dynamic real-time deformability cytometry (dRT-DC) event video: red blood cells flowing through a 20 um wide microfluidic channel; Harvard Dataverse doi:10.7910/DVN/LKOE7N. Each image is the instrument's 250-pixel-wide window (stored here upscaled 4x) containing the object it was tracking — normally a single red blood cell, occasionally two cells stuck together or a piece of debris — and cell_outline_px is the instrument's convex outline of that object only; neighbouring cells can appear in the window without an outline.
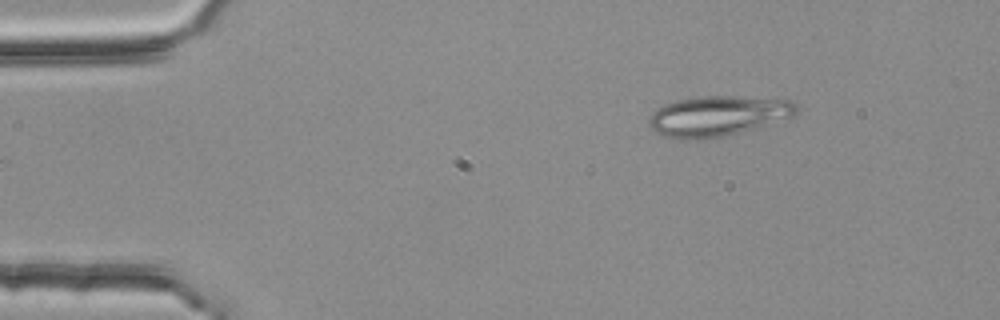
{"species": "common noctule bat (a hibernating species)", "species_latin": "Nyctalus noctula", "temperature_condition": "room temperature", "stored_images_in_passage": 4, "camera_frame_rate_fps": 3000, "um_per_image_px": 0.085, "animal": {"sex": "female", "body_mass_g": 25.1}, "frame": {"image": 1, "passage_image": 4, "time_ms": 1.0, "image_size_px": [1000, 320], "cell_outline_px": [[800, 108], [792, 116], [756, 128], [724, 136], [684, 140], [660, 136], [648, 124], [648, 120], [652, 112], [656, 108], [664, 104], [680, 100], [700, 96], [736, 96], [792, 100]], "centroid_in_image_um": [60.99, 9.85], "position_along_channel_um": 24.0, "area_um2": 34.56}}